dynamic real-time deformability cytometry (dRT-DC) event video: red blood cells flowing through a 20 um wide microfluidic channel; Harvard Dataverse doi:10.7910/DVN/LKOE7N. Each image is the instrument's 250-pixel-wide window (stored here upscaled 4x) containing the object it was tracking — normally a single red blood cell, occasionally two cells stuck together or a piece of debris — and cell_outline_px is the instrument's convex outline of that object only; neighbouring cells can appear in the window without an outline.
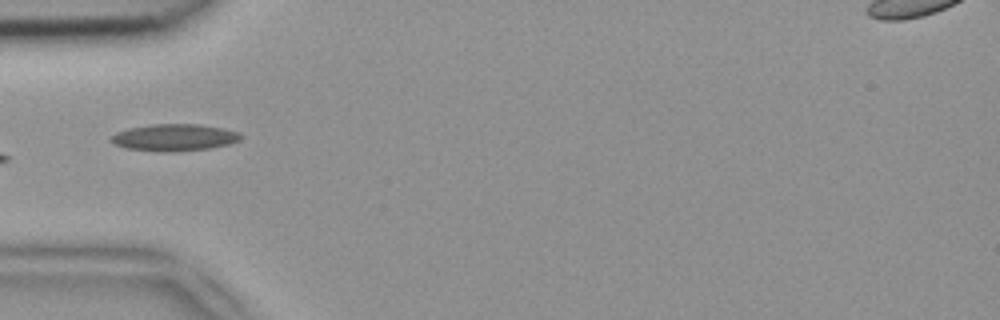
{"species": "common noctule bat (a hibernating species)", "species_latin": "Nyctalus noctula", "temperature_condition": "room temperature", "stored_images_in_passage": 22, "camera_frame_rate_fps": 3000, "um_per_image_px": 0.085, "animal": {"sex": "female", "body_mass_g": 18.4}, "frame": {"image": 1, "passage_image": 1, "time_ms": 0.0, "image_size_px": [1000, 320], "cell_outline_px": [[244, 136], [240, 140], [228, 144], [208, 148], [172, 152], [168, 152], [128, 148], [116, 144], [108, 140], [116, 132], [128, 128], [148, 124], [200, 124], [224, 128], [240, 132]], "centroid_in_image_um": [14.85, 11.67], "position_along_channel_um": 70.2, "area_um2": 20.35}}